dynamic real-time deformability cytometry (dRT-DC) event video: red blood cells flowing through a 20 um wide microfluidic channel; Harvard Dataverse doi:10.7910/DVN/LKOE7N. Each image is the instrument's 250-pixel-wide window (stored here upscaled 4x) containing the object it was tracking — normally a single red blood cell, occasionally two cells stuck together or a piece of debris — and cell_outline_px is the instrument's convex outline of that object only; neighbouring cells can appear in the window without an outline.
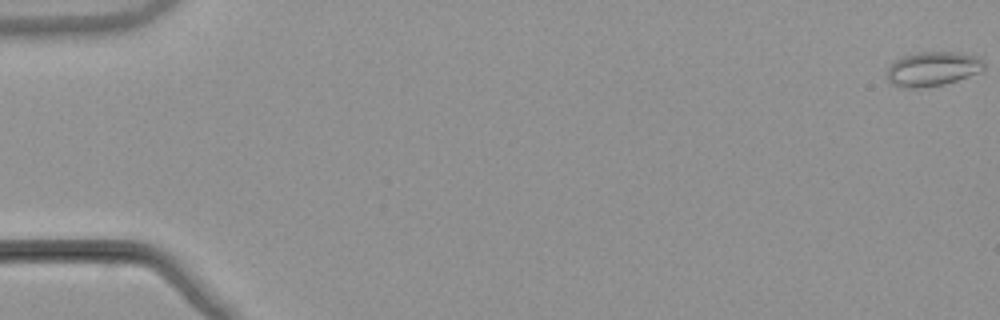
{"species": "common noctule bat (a hibernating species)", "species_latin": "Nyctalus noctula", "temperature_condition": "warm", "stored_images_in_passage": 54, "camera_frame_rate_fps": 3000, "um_per_image_px": 0.085, "animal": {"sex": "male", "body_mass_g": 21.5, "forearm_length_mm": 52.0}, "frame": {"image": 1, "passage_image": 1, "time_ms": 0.0, "image_size_px": [1000, 320], "cell_outline_px": [[984, 68], [980, 72], [944, 84], [916, 88], [912, 88], [892, 84], [888, 80], [888, 68], [896, 60], [904, 56], [920, 52], [956, 52], [972, 56], [984, 60]], "centroid_in_image_um": [79.29, 5.85], "position_along_channel_um": 5.7, "area_um2": 18.96}}
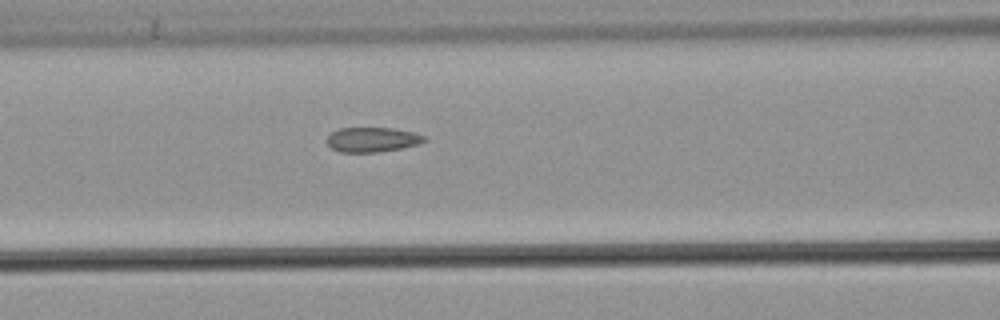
{"frame": {"image": 2, "passage_image": 24, "time_ms": 7.667, "image_size_px": [1000, 320], "cell_outline_px": [[428, 140], [420, 144], [400, 148], [376, 152], [340, 152], [332, 148], [324, 140], [332, 132], [340, 128], [392, 128], [416, 132], [424, 136]], "centroid_in_image_um": [31.66, 11.86], "position_along_channel_um": 134.9, "area_um2": 14.1}}
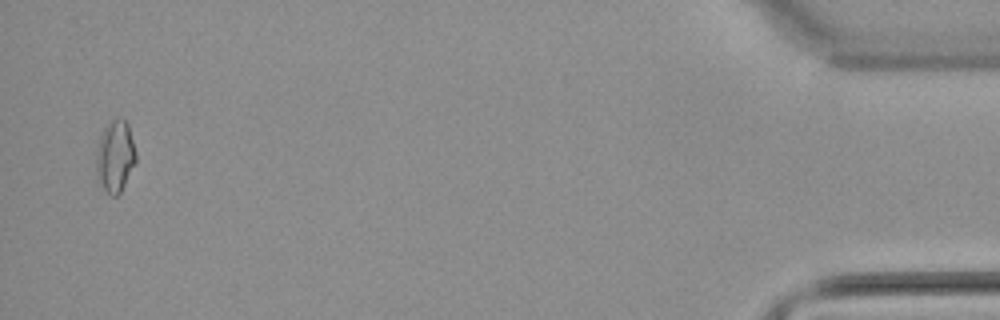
{"frame": {"image": 3, "passage_image": 53, "time_ms": 17.333, "image_size_px": [1000, 320], "cell_outline_px": [[136, 164], [120, 192], [116, 196], [112, 196], [104, 188], [96, 176], [96, 144], [108, 120], [120, 116], [128, 124], [136, 152]], "centroid_in_image_um": [9.78, 13.23], "position_along_channel_um": 425.4, "area_um2": 16.88}, "authors_computed_cell_mechanics": {"area_um2": 14.7101, "velocity_mm_per_s": 3.8857, "shape_relaxation_time_tau1_ms": null, "shape_relaxation_time_tau2_ms": 1.6818, "deformation_change_tau1": null, "deformation_change_tau2": 0.0674}}